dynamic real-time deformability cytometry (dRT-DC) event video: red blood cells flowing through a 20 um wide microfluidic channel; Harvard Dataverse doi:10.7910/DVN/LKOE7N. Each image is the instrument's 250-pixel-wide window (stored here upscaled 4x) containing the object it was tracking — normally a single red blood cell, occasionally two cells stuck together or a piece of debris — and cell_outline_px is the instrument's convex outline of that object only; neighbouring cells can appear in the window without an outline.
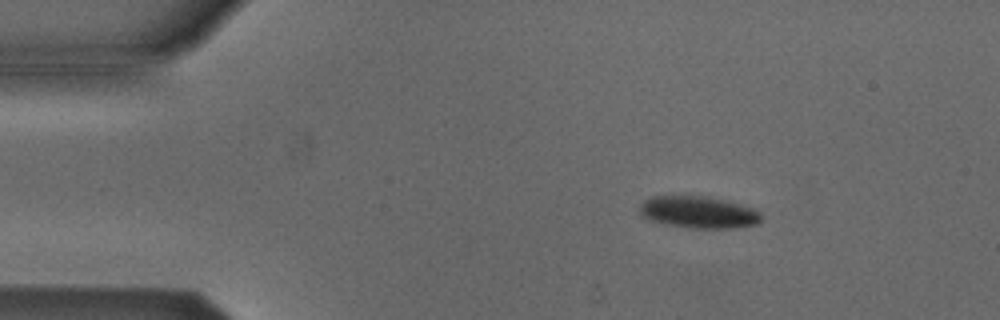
{"species": "Egyptian fruit bat (a non-hibernating species)", "species_latin": "Rousettus aegyptiacus", "temperature_condition": "cold", "stored_images_in_passage": 3, "camera_frame_rate_fps": 3000, "um_per_image_px": 0.085, "animal": {"sex": "male"}, "frame": {"image": 1, "passage_image": 2, "time_ms": 1.333, "image_size_px": [1000, 320], "cell_outline_px": [[760, 220], [756, 224], [736, 228], [692, 228], [664, 224], [648, 220], [640, 216], [640, 204], [644, 200], [652, 196], [704, 196], [728, 200], [752, 208], [760, 212]], "centroid_in_image_um": [59.33, 18.04], "position_along_channel_um": 25.7, "area_um2": 22.77}}